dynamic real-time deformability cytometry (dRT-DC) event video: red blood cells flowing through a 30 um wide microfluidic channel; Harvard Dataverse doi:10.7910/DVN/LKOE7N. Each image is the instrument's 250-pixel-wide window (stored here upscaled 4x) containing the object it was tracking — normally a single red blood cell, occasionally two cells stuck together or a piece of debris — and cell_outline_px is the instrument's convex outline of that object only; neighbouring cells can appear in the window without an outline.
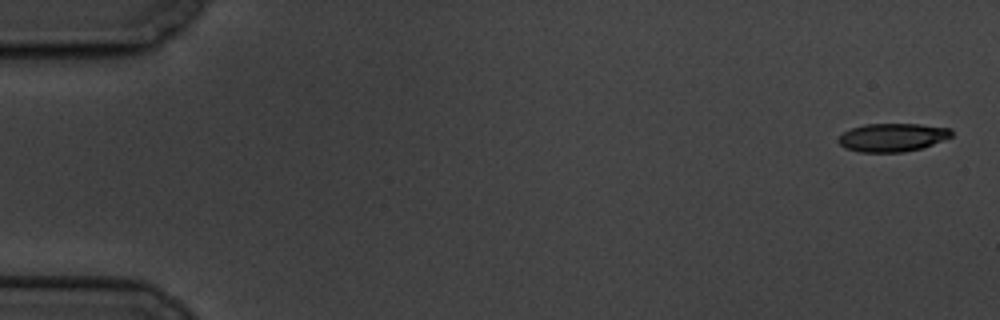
{"species": "common noctule bat (a hibernating species)", "species_latin": "Nyctalus noctula", "temperature_condition": "cold", "stored_images_in_passage": 5, "camera_frame_rate_fps": 3000, "um_per_image_px": 0.085, "animal": {"sex": "male", "body_mass_g": 19.5, "forearm_length_mm": 54.6}, "frame": {"image": 1, "passage_image": 1, "time_ms": 0.0, "image_size_px": [1000, 320], "cell_outline_px": [[952, 136], [932, 144], [920, 148], [904, 152], [860, 152], [844, 148], [836, 140], [844, 132], [852, 128], [864, 124], [920, 124], [952, 128]], "centroid_in_image_um": [75.84, 11.67], "position_along_channel_um": 9.2, "area_um2": 18.61}}
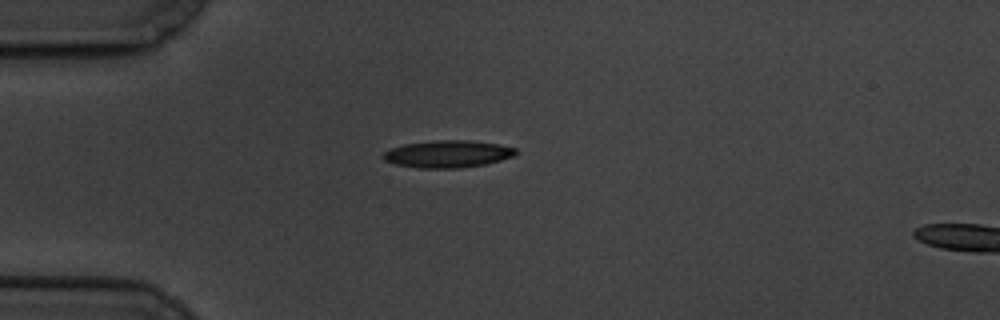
{"frame": {"image": 2, "passage_image": 5, "time_ms": 4.667, "image_size_px": [1000, 320], "cell_outline_px": [[516, 152], [512, 156], [500, 160], [484, 164], [460, 168], [420, 168], [396, 164], [384, 160], [380, 156], [384, 152], [392, 148], [404, 144], [436, 140], [472, 140], [500, 144], [516, 148]], "centroid_in_image_um": [38.04, 13.08], "position_along_channel_um": 47.0, "area_um2": 20.98}}